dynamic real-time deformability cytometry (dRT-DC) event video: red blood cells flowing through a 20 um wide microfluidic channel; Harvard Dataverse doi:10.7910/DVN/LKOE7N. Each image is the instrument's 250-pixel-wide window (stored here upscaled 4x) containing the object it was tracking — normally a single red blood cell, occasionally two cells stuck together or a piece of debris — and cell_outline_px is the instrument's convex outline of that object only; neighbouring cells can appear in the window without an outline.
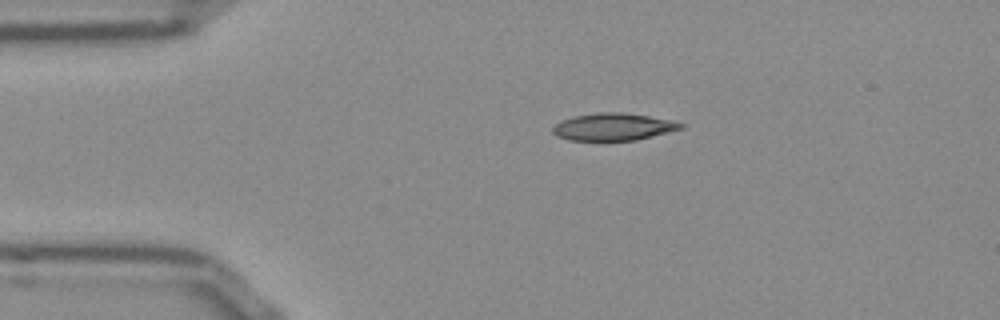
{"species": "Egyptian fruit bat (a non-hibernating species)", "species_latin": "Rousettus aegyptiacus", "temperature_condition": "room temperature", "stored_images_in_passage": 43, "camera_frame_rate_fps": 3000, "um_per_image_px": 0.085, "frame": {"image": 1, "passage_image": 1, "time_ms": 0.0, "image_size_px": [1000, 320], "cell_outline_px": [[684, 128], [636, 140], [568, 140], [556, 136], [552, 132], [552, 128], [560, 120], [572, 116], [596, 112], [620, 112], [648, 116], [668, 120], [684, 124]], "centroid_in_image_um": [52.07, 10.77], "position_along_channel_um": 32.9, "area_um2": 20.29}}
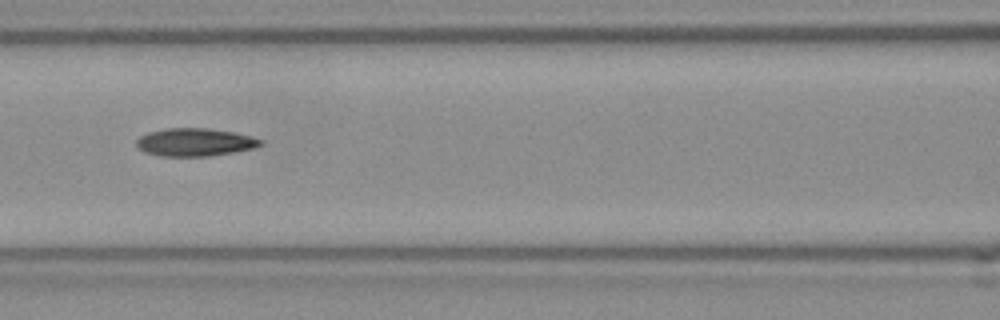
{"frame": {"image": 2, "passage_image": 13, "time_ms": 4.0, "image_size_px": [1000, 320], "cell_outline_px": [[264, 144], [252, 148], [232, 152], [208, 156], [160, 156], [144, 152], [136, 144], [136, 140], [140, 136], [148, 132], [168, 128], [208, 128], [232, 132], [252, 136], [264, 140]], "centroid_in_image_um": [16.57, 12.08], "position_along_channel_um": 150.0, "area_um2": 20.11}}
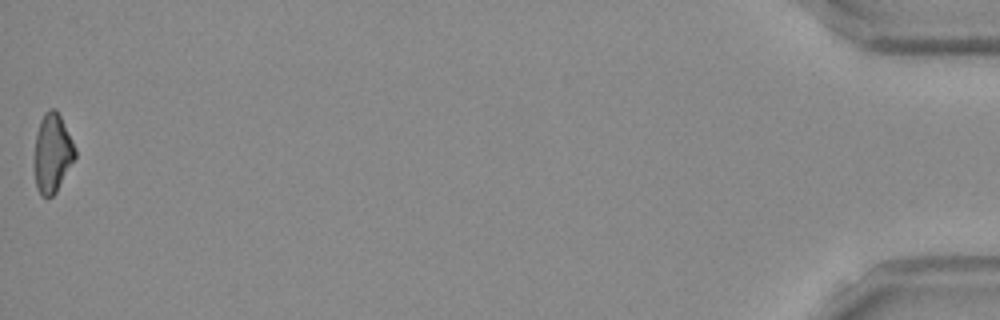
{"frame": {"image": 3, "passage_image": 43, "time_ms": 14.0, "image_size_px": [1000, 320], "cell_outline_px": [[76, 156], [56, 192], [52, 196], [44, 196], [36, 188], [36, 132], [40, 120], [44, 112], [48, 108], [56, 108], [76, 148]], "centroid_in_image_um": [4.47, 12.96], "position_along_channel_um": 430.7, "area_um2": 18.26}, "authors_computed_cell_mechanics": {"area_um2": 19.8254, "velocity_mm_per_s": 3.8487, "shape_relaxation_time_tau1_ms": null, "shape_relaxation_time_tau2_ms": 7.0411, "deformation_change_tau1": null, "deformation_change_tau2": 0.1627}}